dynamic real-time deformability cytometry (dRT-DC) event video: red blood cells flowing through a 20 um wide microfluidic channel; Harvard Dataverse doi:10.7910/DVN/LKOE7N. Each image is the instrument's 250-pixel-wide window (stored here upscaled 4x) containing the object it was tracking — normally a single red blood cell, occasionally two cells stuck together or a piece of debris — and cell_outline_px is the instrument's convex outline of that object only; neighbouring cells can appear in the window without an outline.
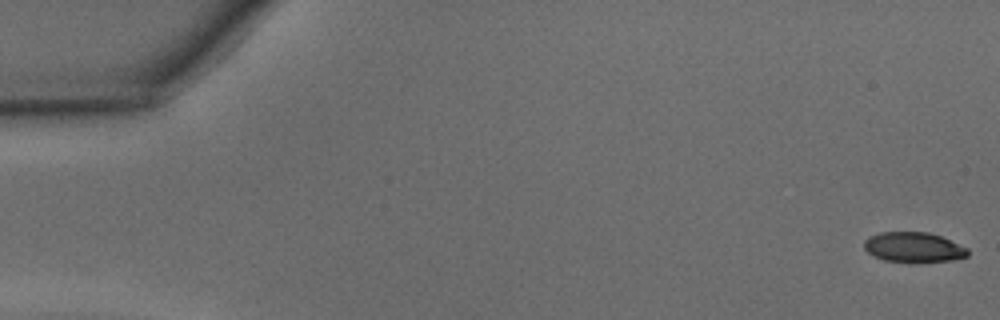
{"species": "common noctule bat (a hibernating species)", "species_latin": "Nyctalus noctula", "temperature_condition": "warm", "stored_images_in_passage": 47, "camera_frame_rate_fps": 3000, "um_per_image_px": 0.085, "animal": {"sex": "male", "body_mass_g": 15.6}, "frame": {"image": 1, "passage_image": 1, "time_ms": 0.0, "image_size_px": [1000, 320], "cell_outline_px": [[968, 256], [952, 260], [920, 264], [908, 264], [884, 260], [872, 256], [864, 248], [864, 240], [868, 236], [880, 232], [928, 232], [940, 236], [968, 248]], "centroid_in_image_um": [77.63, 21.05], "position_along_channel_um": 7.4, "area_um2": 18.79}}
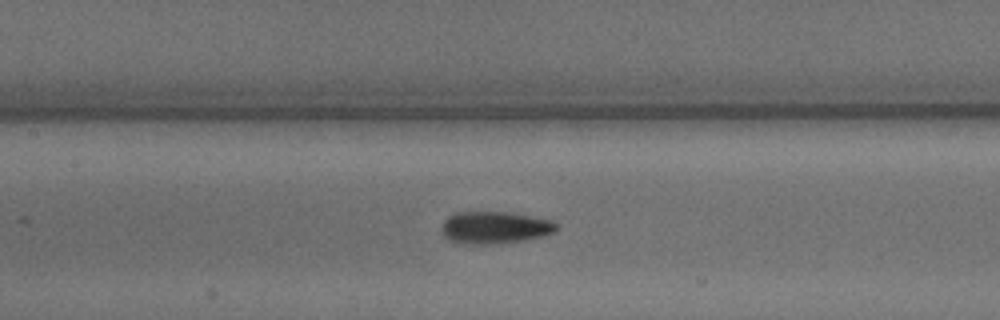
{"frame": {"image": 2, "passage_image": 22, "time_ms": 7.0, "image_size_px": [1000, 320], "cell_outline_px": [[560, 228], [556, 232], [544, 236], [524, 240], [500, 244], [472, 244], [448, 240], [444, 236], [440, 228], [444, 220], [448, 216], [456, 212], [508, 212], [552, 220], [560, 224]], "centroid_in_image_um": [42.1, 19.34], "position_along_channel_um": 165.3, "area_um2": 21.91}}
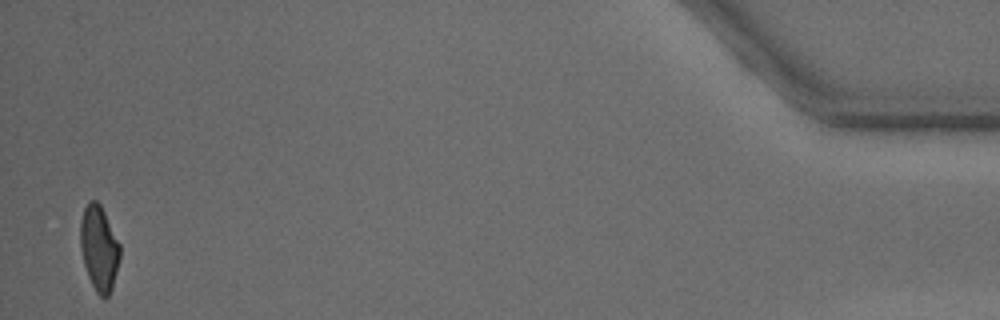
{"frame": {"image": 3, "passage_image": 46, "time_ms": 15.0, "image_size_px": [1000, 320], "cell_outline_px": [[120, 260], [112, 288], [108, 296], [104, 300], [96, 292], [88, 276], [84, 264], [80, 248], [80, 220], [84, 208], [88, 200], [96, 200], [100, 204], [120, 244]], "centroid_in_image_um": [8.42, 21.1], "position_along_channel_um": 426.8, "area_um2": 19.77}, "authors_computed_cell_mechanics": {"area_um2": 20.2878, "velocity_mm_per_s": 4.3603, "shape_relaxation_time_tau1_ms": 3.7805, "shape_relaxation_time_tau2_ms": 1.7021, "deformation_change_tau1": 0.1607, "deformation_change_tau2": 0.0713}}